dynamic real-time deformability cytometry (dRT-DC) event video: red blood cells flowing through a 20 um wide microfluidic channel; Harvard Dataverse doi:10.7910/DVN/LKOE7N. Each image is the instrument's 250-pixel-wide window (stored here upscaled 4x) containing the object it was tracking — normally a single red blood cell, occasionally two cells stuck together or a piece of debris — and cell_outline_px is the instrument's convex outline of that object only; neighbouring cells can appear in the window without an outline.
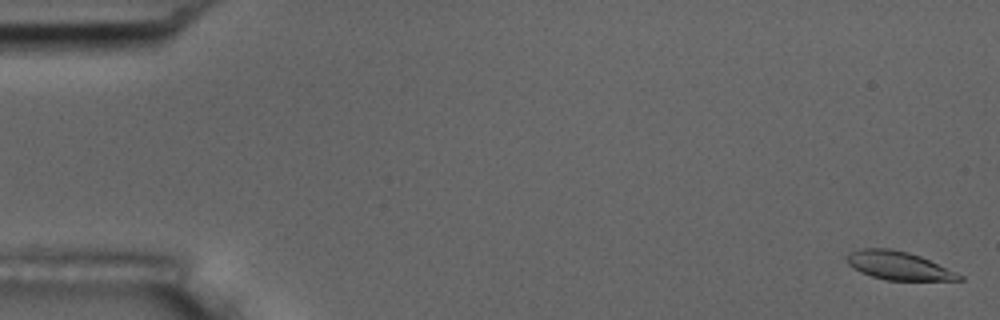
{"species": "common noctule bat (a hibernating species)", "species_latin": "Nyctalus noctula", "temperature_condition": "room temperature", "stored_images_in_passage": 55, "camera_frame_rate_fps": 3000, "um_per_image_px": 0.085, "animal": {"sex": "male", "body_mass_g": 17.5, "forearm_length_mm": 52.3}, "frame": {"image": 1, "passage_image": 1, "time_ms": 0.0, "image_size_px": [1000, 320], "cell_outline_px": [[964, 280], [884, 280], [860, 272], [852, 268], [848, 264], [848, 252], [860, 248], [888, 248], [908, 252], [920, 256], [964, 276]], "centroid_in_image_um": [76.34, 22.57], "position_along_channel_um": 8.7, "area_um2": 18.44}}
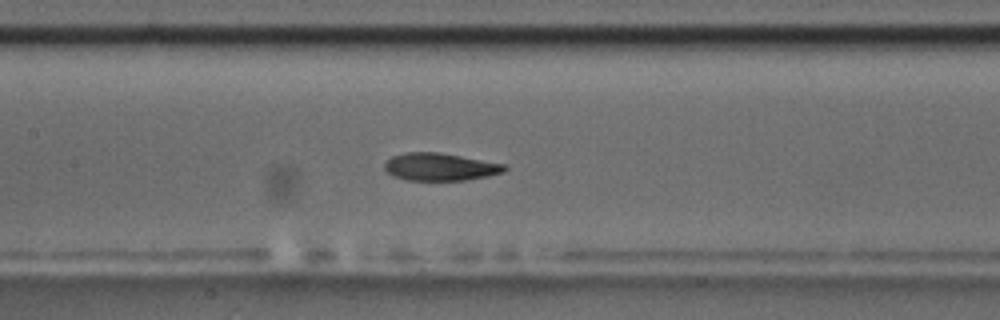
{"frame": {"image": 2, "passage_image": 26, "time_ms": 8.333, "image_size_px": [1000, 320], "cell_outline_px": [[508, 168], [504, 172], [488, 176], [468, 180], [408, 180], [392, 176], [384, 168], [384, 164], [392, 156], [404, 152], [436, 152], [460, 156], [504, 164]], "centroid_in_image_um": [37.4, 14.19], "position_along_channel_um": 170.0, "area_um2": 19.19}}
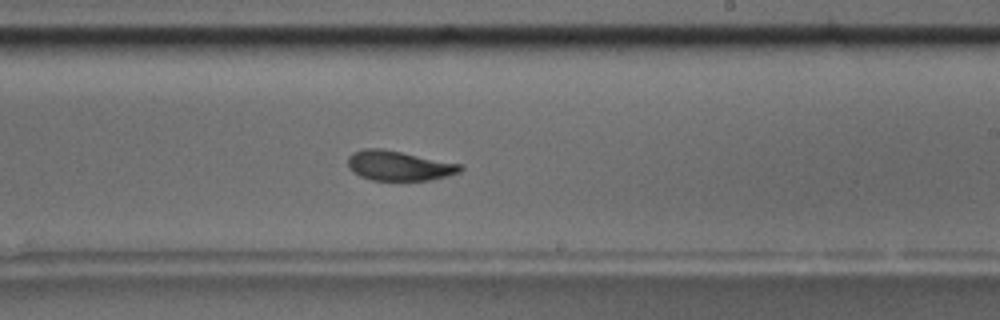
{"frame": {"image": 3, "passage_image": 33, "time_ms": 10.667, "image_size_px": [1000, 320], "cell_outline_px": [[464, 168], [460, 172], [448, 176], [432, 180], [372, 180], [360, 176], [352, 172], [348, 168], [348, 156], [352, 152], [364, 148], [380, 148], [464, 164]], "centroid_in_image_um": [33.92, 14.08], "position_along_channel_um": 255.1, "area_um2": 19.77}, "authors_computed_cell_mechanics": {"area_um2": 19.7676, "velocity_mm_per_s": 3.6606, "shape_relaxation_time_tau1_ms": 7.9023, "shape_relaxation_time_tau2_ms": 2.3035, "deformation_change_tau1": 0.2007, "deformation_change_tau2": 0.0894}}